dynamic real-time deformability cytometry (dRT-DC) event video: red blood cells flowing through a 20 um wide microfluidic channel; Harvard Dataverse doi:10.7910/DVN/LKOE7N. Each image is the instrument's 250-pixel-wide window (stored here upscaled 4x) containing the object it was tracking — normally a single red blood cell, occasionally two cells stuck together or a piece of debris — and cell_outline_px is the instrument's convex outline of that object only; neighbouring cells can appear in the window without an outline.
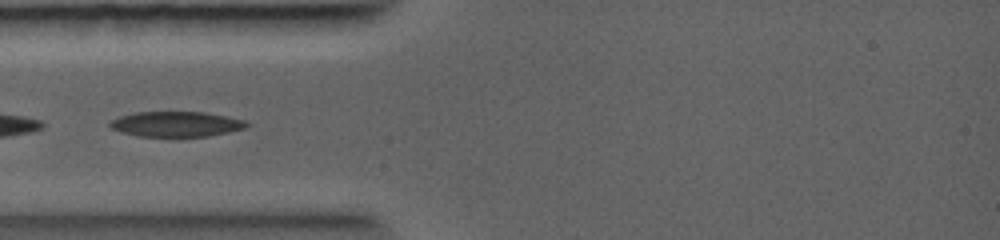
{"species": "common noctule bat (a hibernating species)", "species_latin": "Nyctalus noctula", "temperature_condition": "warm", "stored_images_in_passage": 1, "camera_frame_rate_fps": 5000, "um_per_image_px": 0.085, "animal": {"sex": "female", "body_mass_g": 19.0, "forearm_length_mm": 56.7}, "frame": {"image": 1, "passage_image": 1, "time_ms": 0.0, "image_size_px": [1000, 240], "cell_outline_px": [[252, 124], [244, 128], [228, 132], [208, 136], [136, 136], [120, 132], [112, 128], [108, 124], [112, 120], [120, 116], [136, 112], [204, 112], [244, 120]], "centroid_in_image_um": [14.97, 10.55], "position_along_channel_um": 70.0, "area_um2": 19.94}}